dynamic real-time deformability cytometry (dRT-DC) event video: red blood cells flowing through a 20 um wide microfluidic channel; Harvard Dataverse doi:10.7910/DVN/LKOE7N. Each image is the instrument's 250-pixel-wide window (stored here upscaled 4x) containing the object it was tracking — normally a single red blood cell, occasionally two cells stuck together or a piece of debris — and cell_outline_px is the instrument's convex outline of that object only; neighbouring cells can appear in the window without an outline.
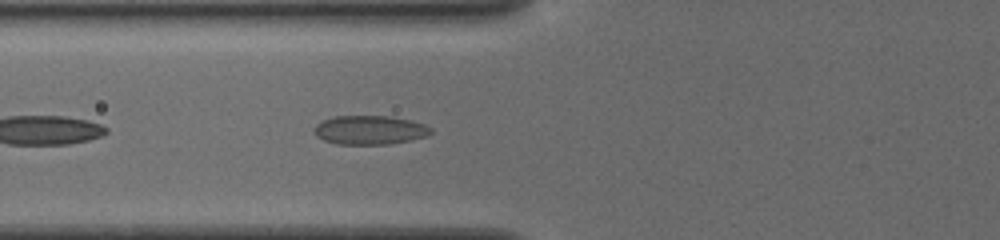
{"species": "common noctule bat (a hibernating species)", "species_latin": "Nyctalus noctula", "temperature_condition": "cold", "stored_images_in_passage": 36, "camera_frame_rate_fps": 3000, "um_per_image_px": 0.085, "animal": {"sex": "female", "body_mass_g": 19.5, "forearm_length_mm": 54.1}, "frame": {"image": 1, "passage_image": 5, "time_ms": 1.333, "image_size_px": [1000, 240], "cell_outline_px": [[432, 132], [428, 136], [388, 144], [336, 144], [324, 140], [316, 136], [316, 124], [320, 120], [336, 116], [392, 116], [412, 120], [424, 124], [432, 128]], "centroid_in_image_um": [31.45, 11.04], "position_along_channel_um": 94.4, "area_um2": 19.71}}
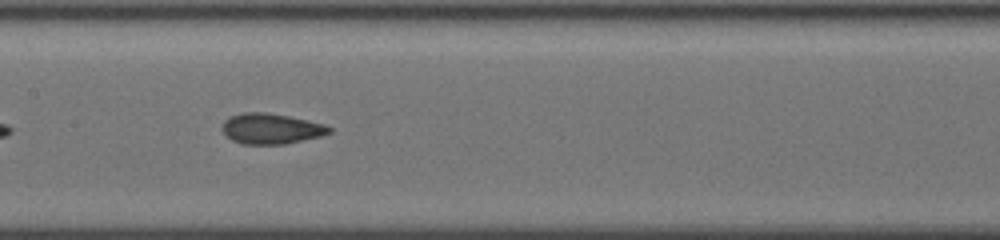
{"frame": {"image": 2, "passage_image": 12, "time_ms": 3.667, "image_size_px": [1000, 240], "cell_outline_px": [[332, 132], [320, 136], [284, 144], [240, 144], [232, 140], [220, 128], [224, 120], [240, 112], [268, 112], [288, 116], [324, 124], [332, 128]], "centroid_in_image_um": [23.01, 10.93], "position_along_channel_um": 184.4, "area_um2": 19.02}}
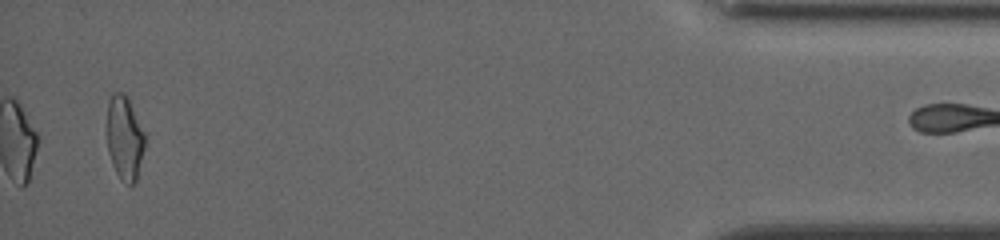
{"frame": {"image": 3, "passage_image": 36, "time_ms": 11.667, "image_size_px": [1000, 240], "cell_outline_px": [[144, 148], [136, 180], [132, 184], [128, 184], [120, 180], [112, 164], [108, 152], [108, 104], [112, 92], [124, 92], [128, 96], [144, 132]], "centroid_in_image_um": [10.59, 11.7], "position_along_channel_um": 424.6, "area_um2": 18.38}, "authors_computed_cell_mechanics": {"area_um2": 18.7561, "velocity_mm_per_s": 3.8339, "shape_relaxation_time_tau1_ms": 5.9039, "shape_relaxation_time_tau2_ms": 2.0098, "deformation_change_tau1": 0.116, "deformation_change_tau2": 0.065}}